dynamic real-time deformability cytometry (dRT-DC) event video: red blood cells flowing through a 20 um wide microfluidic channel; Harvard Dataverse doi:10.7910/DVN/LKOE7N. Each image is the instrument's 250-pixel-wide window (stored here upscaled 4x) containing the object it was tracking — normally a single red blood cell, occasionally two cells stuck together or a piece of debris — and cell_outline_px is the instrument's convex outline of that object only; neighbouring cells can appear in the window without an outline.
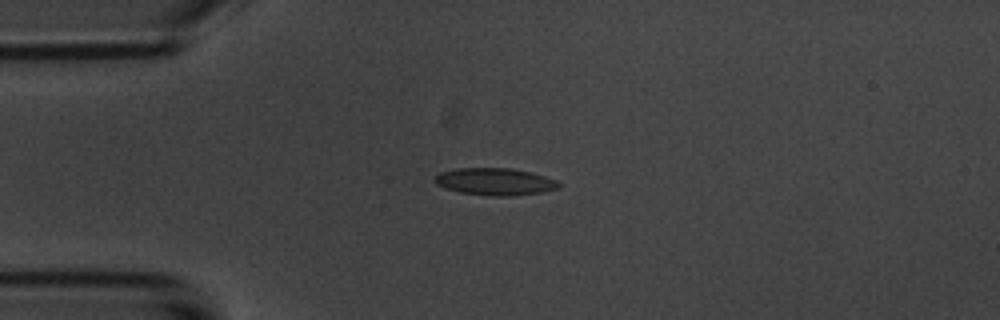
{"species": "common noctule bat (a hibernating species)", "species_latin": "Nyctalus noctula", "temperature_condition": "room temperature", "stored_images_in_passage": 8, "camera_frame_rate_fps": 3000, "um_per_image_px": 0.085, "animal": {"sex": "male", "body_mass_g": 20.1, "forearm_length_mm": 53.5}, "frame": {"image": 1, "passage_image": 4, "time_ms": 3.667, "image_size_px": [1000, 320], "cell_outline_px": [[560, 188], [544, 192], [512, 196], [492, 196], [460, 192], [436, 184], [432, 180], [440, 172], [456, 168], [512, 168], [544, 176], [556, 180], [560, 184]], "centroid_in_image_um": [42.08, 15.44], "position_along_channel_um": 42.9, "area_um2": 19.59}}
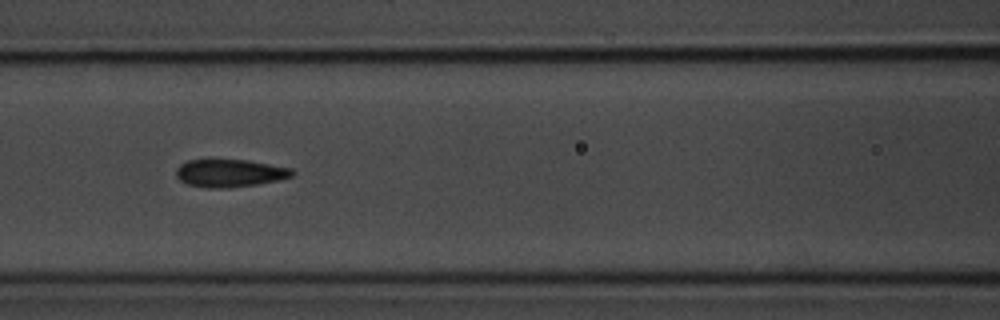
{"frame": {"image": 2, "passage_image": 7, "time_ms": 7.0, "image_size_px": [1000, 320], "cell_outline_px": [[296, 172], [292, 176], [276, 180], [256, 184], [228, 188], [208, 188], [188, 184], [180, 180], [176, 176], [176, 168], [180, 164], [188, 160], [208, 156], [248, 160], [292, 168]], "centroid_in_image_um": [19.47, 14.66], "position_along_channel_um": 147.1, "area_um2": 19.54}}
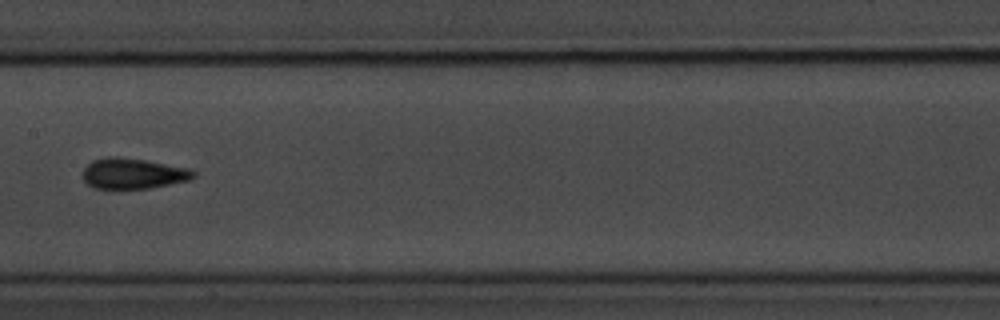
{"frame": {"image": 3, "passage_image": 8, "time_ms": 8.333, "image_size_px": [1000, 320], "cell_outline_px": [[196, 176], [188, 180], [148, 188], [92, 188], [84, 180], [84, 168], [92, 160], [108, 156], [116, 156], [144, 160], [192, 168], [196, 172]], "centroid_in_image_um": [11.33, 14.73], "position_along_channel_um": 196.1, "area_um2": 19.65}}